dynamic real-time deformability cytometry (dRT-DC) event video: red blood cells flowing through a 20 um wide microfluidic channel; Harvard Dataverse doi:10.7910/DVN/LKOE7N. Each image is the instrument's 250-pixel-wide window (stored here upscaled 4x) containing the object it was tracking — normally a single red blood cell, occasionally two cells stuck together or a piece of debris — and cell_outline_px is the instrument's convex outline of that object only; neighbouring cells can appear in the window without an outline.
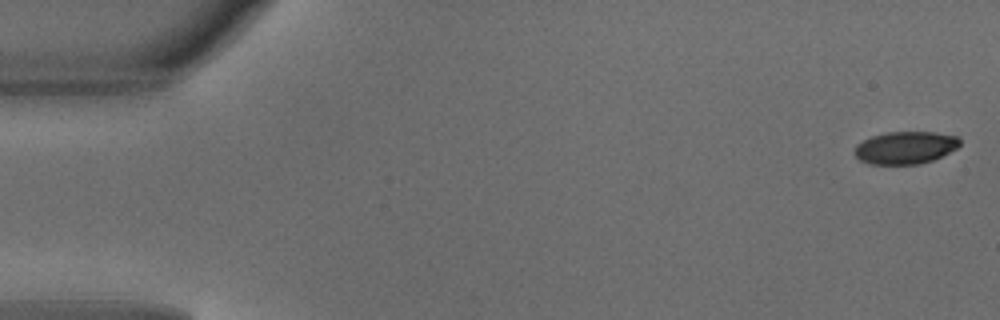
{"species": "common noctule bat (a hibernating species)", "species_latin": "Nyctalus noctula", "temperature_condition": "warm", "stored_images_in_passage": 7, "camera_frame_rate_fps": 3000, "um_per_image_px": 0.085, "animal": {"sex": "male", "body_mass_g": 18.8}, "frame": {"image": 1, "passage_image": 1, "time_ms": 0.0, "image_size_px": [1000, 320], "cell_outline_px": [[960, 144], [956, 148], [932, 160], [920, 164], [868, 164], [860, 160], [856, 156], [856, 144], [872, 136], [888, 132], [936, 132], [960, 136]], "centroid_in_image_um": [76.97, 12.54], "position_along_channel_um": 8.0, "area_um2": 19.83}}
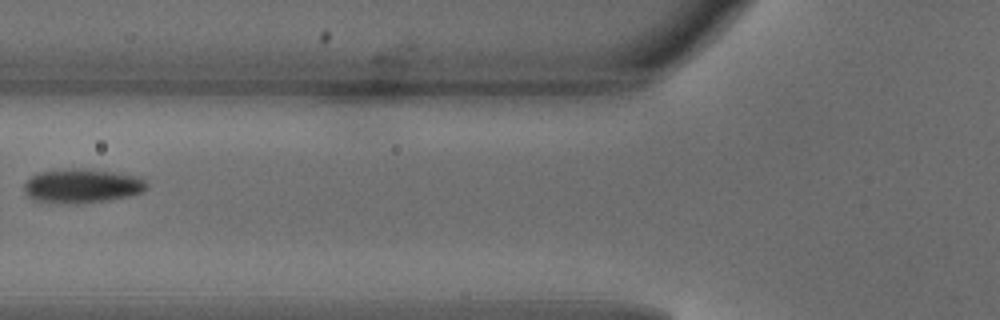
{"frame": {"image": 2, "passage_image": 6, "time_ms": 1.667, "image_size_px": [1000, 320], "cell_outline_px": [[148, 188], [144, 192], [128, 196], [108, 200], [72, 204], [32, 200], [24, 192], [24, 184], [32, 176], [40, 172], [68, 168], [88, 168], [136, 176], [144, 180], [148, 184]], "centroid_in_image_um": [6.98, 15.8], "position_along_channel_um": 118.8, "area_um2": 24.45}}
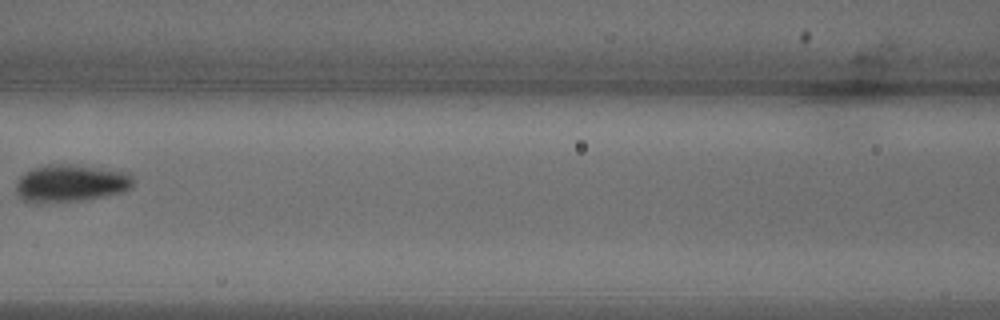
{"frame": {"image": 3, "passage_image": 7, "time_ms": 2.0, "image_size_px": [1000, 320], "cell_outline_px": [[132, 188], [124, 192], [108, 196], [84, 200], [24, 200], [16, 192], [16, 180], [24, 172], [32, 168], [48, 164], [68, 164], [132, 172]], "centroid_in_image_um": [6.08, 15.53], "position_along_channel_um": 160.5, "area_um2": 25.2}}